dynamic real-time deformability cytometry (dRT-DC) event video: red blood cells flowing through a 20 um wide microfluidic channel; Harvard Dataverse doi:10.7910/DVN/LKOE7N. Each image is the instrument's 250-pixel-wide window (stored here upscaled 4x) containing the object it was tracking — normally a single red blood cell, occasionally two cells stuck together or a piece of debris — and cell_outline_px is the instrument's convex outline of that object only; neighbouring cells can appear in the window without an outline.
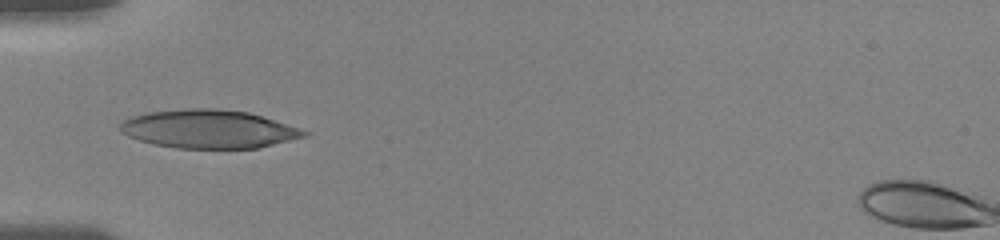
{"species": "human", "species_latin": "Homo sapiens", "temperature_condition": "room temperature", "stored_images_in_passage": 42, "camera_frame_rate_fps": 3000, "um_per_image_px": 0.085, "donor": {"sex": "female"}, "frame": {"image": 1, "passage_image": 1, "time_ms": 0.0, "image_size_px": [1000, 240], "cell_outline_px": [[312, 132], [308, 136], [256, 148], [176, 148], [152, 144], [128, 136], [120, 132], [120, 124], [124, 120], [132, 116], [148, 112], [184, 108], [216, 108], [248, 112]], "centroid_in_image_um": [17.73, 10.96], "position_along_channel_um": 67.3, "area_um2": 41.15}}
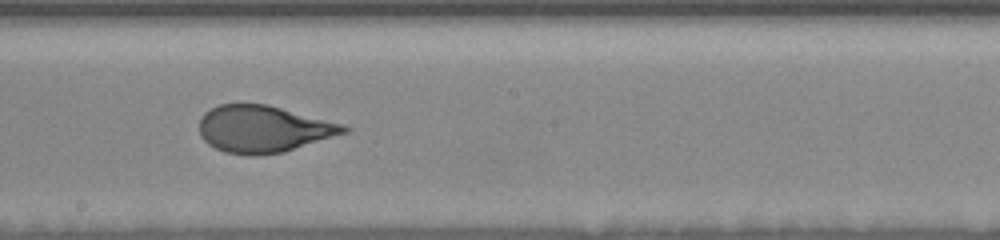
{"frame": {"image": 2, "passage_image": 23, "time_ms": 4.333, "image_size_px": [1000, 240], "cell_outline_px": [[352, 128], [348, 132], [284, 152], [252, 156], [224, 152], [208, 144], [200, 136], [200, 116], [204, 112], [220, 104], [268, 104], [344, 124]], "centroid_in_image_um": [22.4, 10.96], "position_along_channel_um": 225.8, "area_um2": 39.65}}
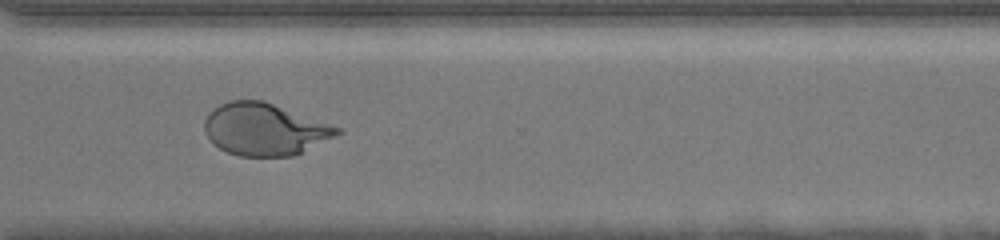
{"frame": {"image": 3, "passage_image": 41, "time_ms": 7.667, "image_size_px": [1000, 240], "cell_outline_px": [[344, 132], [292, 156], [240, 156], [228, 152], [220, 148], [204, 132], [204, 120], [208, 112], [220, 104], [228, 100], [264, 100], [340, 128]], "centroid_in_image_um": [22.47, 10.97], "position_along_channel_um": 348.1, "area_um2": 39.94}}